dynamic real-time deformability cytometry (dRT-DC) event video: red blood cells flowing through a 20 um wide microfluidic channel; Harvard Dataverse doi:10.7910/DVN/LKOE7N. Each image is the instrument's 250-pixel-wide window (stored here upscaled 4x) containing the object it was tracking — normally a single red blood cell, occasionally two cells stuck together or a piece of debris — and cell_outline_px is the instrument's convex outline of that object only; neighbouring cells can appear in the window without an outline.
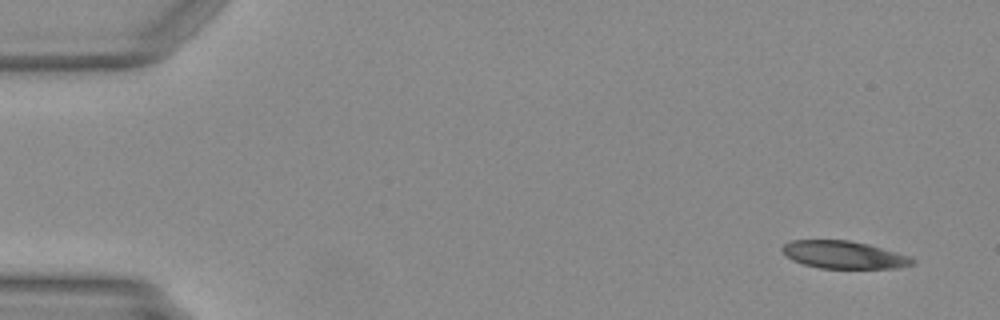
{"species": "Egyptian fruit bat (a non-hibernating species)", "species_latin": "Rousettus aegyptiacus", "temperature_condition": "warm", "stored_images_in_passage": 48, "camera_frame_rate_fps": 3000, "um_per_image_px": 0.085, "animal": {"sex": "female"}, "frame": {"image": 1, "passage_image": 2, "time_ms": 0.333, "image_size_px": [1000, 320], "cell_outline_px": [[916, 264], [896, 268], [820, 268], [804, 264], [792, 260], [780, 248], [788, 240], [848, 240], [868, 244], [908, 256], [916, 260]], "centroid_in_image_um": [71.72, 21.65], "position_along_channel_um": 13.3, "area_um2": 20.81}}
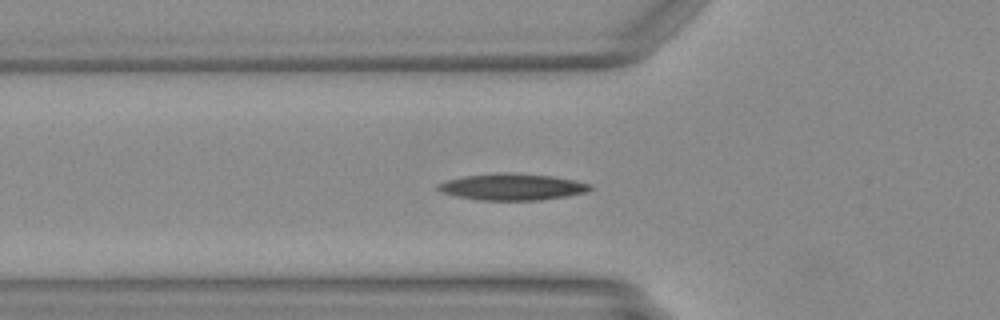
{"frame": {"image": 2, "passage_image": 16, "time_ms": 5.0, "image_size_px": [1000, 320], "cell_outline_px": [[592, 188], [584, 192], [568, 196], [540, 200], [480, 200], [456, 196], [440, 192], [436, 188], [436, 184], [448, 180], [464, 176], [548, 176], [572, 180], [592, 184]], "centroid_in_image_um": [43.52, 15.95], "position_along_channel_um": 82.3, "area_um2": 22.08}}
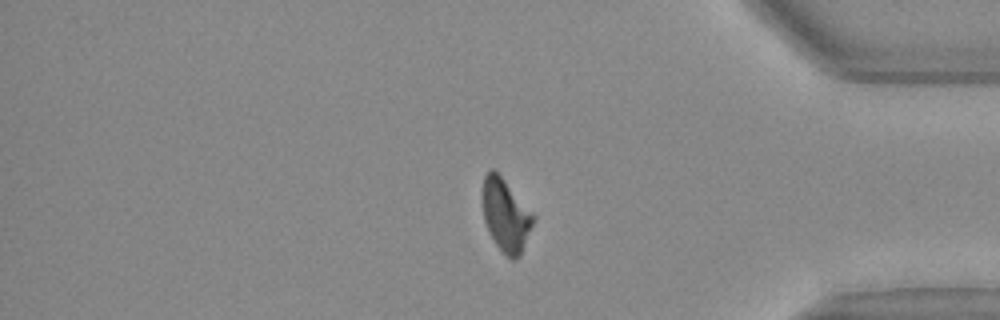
{"frame": {"image": 3, "passage_image": 40, "time_ms": 13.0, "image_size_px": [1000, 320], "cell_outline_px": [[536, 216], [520, 256], [516, 260], [512, 260], [496, 244], [484, 220], [484, 176], [492, 168], [500, 176]], "centroid_in_image_um": [43.02, 18.33], "position_along_channel_um": 392.2, "area_um2": 20.63}}